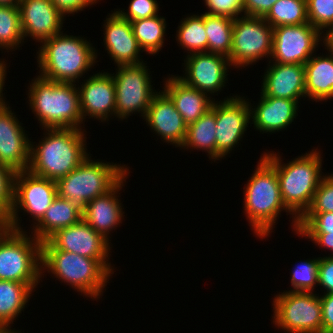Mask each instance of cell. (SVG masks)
<instances>
[{
	"label": "cell",
	"instance_id": "1",
	"mask_svg": "<svg viewBox=\"0 0 333 333\" xmlns=\"http://www.w3.org/2000/svg\"><path fill=\"white\" fill-rule=\"evenodd\" d=\"M37 145L31 142L28 170L53 181L65 177L88 156L84 129L45 128ZM47 135V136H46Z\"/></svg>",
	"mask_w": 333,
	"mask_h": 333
},
{
	"label": "cell",
	"instance_id": "2",
	"mask_svg": "<svg viewBox=\"0 0 333 333\" xmlns=\"http://www.w3.org/2000/svg\"><path fill=\"white\" fill-rule=\"evenodd\" d=\"M321 155L316 148L282 164L278 153L268 151L262 154L276 170L284 205L298 220L311 206L314 193L324 177Z\"/></svg>",
	"mask_w": 333,
	"mask_h": 333
},
{
	"label": "cell",
	"instance_id": "3",
	"mask_svg": "<svg viewBox=\"0 0 333 333\" xmlns=\"http://www.w3.org/2000/svg\"><path fill=\"white\" fill-rule=\"evenodd\" d=\"M243 189L244 213L257 237L263 239L273 232L283 210L292 215L291 226L297 232L298 219L284 205L276 170L263 156Z\"/></svg>",
	"mask_w": 333,
	"mask_h": 333
},
{
	"label": "cell",
	"instance_id": "4",
	"mask_svg": "<svg viewBox=\"0 0 333 333\" xmlns=\"http://www.w3.org/2000/svg\"><path fill=\"white\" fill-rule=\"evenodd\" d=\"M92 45L63 31L43 41L37 52L39 75L56 82L79 83L78 79L97 63V50Z\"/></svg>",
	"mask_w": 333,
	"mask_h": 333
},
{
	"label": "cell",
	"instance_id": "5",
	"mask_svg": "<svg viewBox=\"0 0 333 333\" xmlns=\"http://www.w3.org/2000/svg\"><path fill=\"white\" fill-rule=\"evenodd\" d=\"M33 81V82H32ZM28 87L29 107L42 127L82 129L77 83L56 82L38 75Z\"/></svg>",
	"mask_w": 333,
	"mask_h": 333
},
{
	"label": "cell",
	"instance_id": "6",
	"mask_svg": "<svg viewBox=\"0 0 333 333\" xmlns=\"http://www.w3.org/2000/svg\"><path fill=\"white\" fill-rule=\"evenodd\" d=\"M46 271L93 300L103 295L114 274L98 259L64 250H41V275Z\"/></svg>",
	"mask_w": 333,
	"mask_h": 333
},
{
	"label": "cell",
	"instance_id": "7",
	"mask_svg": "<svg viewBox=\"0 0 333 333\" xmlns=\"http://www.w3.org/2000/svg\"><path fill=\"white\" fill-rule=\"evenodd\" d=\"M87 157L77 168L56 181L57 195L83 209L88 202L110 191L128 172L125 165Z\"/></svg>",
	"mask_w": 333,
	"mask_h": 333
},
{
	"label": "cell",
	"instance_id": "8",
	"mask_svg": "<svg viewBox=\"0 0 333 333\" xmlns=\"http://www.w3.org/2000/svg\"><path fill=\"white\" fill-rule=\"evenodd\" d=\"M27 233L11 229L0 241V280L24 283L34 291L42 278L41 242Z\"/></svg>",
	"mask_w": 333,
	"mask_h": 333
},
{
	"label": "cell",
	"instance_id": "9",
	"mask_svg": "<svg viewBox=\"0 0 333 333\" xmlns=\"http://www.w3.org/2000/svg\"><path fill=\"white\" fill-rule=\"evenodd\" d=\"M274 297L272 318L278 329L281 328L287 333H322L319 294L286 290Z\"/></svg>",
	"mask_w": 333,
	"mask_h": 333
},
{
	"label": "cell",
	"instance_id": "10",
	"mask_svg": "<svg viewBox=\"0 0 333 333\" xmlns=\"http://www.w3.org/2000/svg\"><path fill=\"white\" fill-rule=\"evenodd\" d=\"M272 45L273 27L263 17L239 16L233 21L230 64L245 68L266 56L270 59Z\"/></svg>",
	"mask_w": 333,
	"mask_h": 333
},
{
	"label": "cell",
	"instance_id": "11",
	"mask_svg": "<svg viewBox=\"0 0 333 333\" xmlns=\"http://www.w3.org/2000/svg\"><path fill=\"white\" fill-rule=\"evenodd\" d=\"M57 196L56 181L37 176L29 170L17 171L14 177L13 206L9 215L11 229L24 231L18 212L30 213L35 226Z\"/></svg>",
	"mask_w": 333,
	"mask_h": 333
},
{
	"label": "cell",
	"instance_id": "12",
	"mask_svg": "<svg viewBox=\"0 0 333 333\" xmlns=\"http://www.w3.org/2000/svg\"><path fill=\"white\" fill-rule=\"evenodd\" d=\"M146 64L118 65L116 74H112L116 93V118L123 120L135 112L141 113V117L145 116L157 93L152 88L150 70Z\"/></svg>",
	"mask_w": 333,
	"mask_h": 333
},
{
	"label": "cell",
	"instance_id": "13",
	"mask_svg": "<svg viewBox=\"0 0 333 333\" xmlns=\"http://www.w3.org/2000/svg\"><path fill=\"white\" fill-rule=\"evenodd\" d=\"M310 23L273 28L272 62L304 65L326 36ZM323 40V41H322ZM321 41V42H320Z\"/></svg>",
	"mask_w": 333,
	"mask_h": 333
},
{
	"label": "cell",
	"instance_id": "14",
	"mask_svg": "<svg viewBox=\"0 0 333 333\" xmlns=\"http://www.w3.org/2000/svg\"><path fill=\"white\" fill-rule=\"evenodd\" d=\"M110 243L81 219L78 223L51 235L41 243V250H64L83 257L98 259L114 273V267L111 266V262H108L110 248H112Z\"/></svg>",
	"mask_w": 333,
	"mask_h": 333
},
{
	"label": "cell",
	"instance_id": "15",
	"mask_svg": "<svg viewBox=\"0 0 333 333\" xmlns=\"http://www.w3.org/2000/svg\"><path fill=\"white\" fill-rule=\"evenodd\" d=\"M251 103L240 95L216 101V160L230 154L251 121Z\"/></svg>",
	"mask_w": 333,
	"mask_h": 333
},
{
	"label": "cell",
	"instance_id": "16",
	"mask_svg": "<svg viewBox=\"0 0 333 333\" xmlns=\"http://www.w3.org/2000/svg\"><path fill=\"white\" fill-rule=\"evenodd\" d=\"M184 64V76L177 77L209 97L210 94L221 92L225 87L228 67L232 66L228 57L210 52L187 55Z\"/></svg>",
	"mask_w": 333,
	"mask_h": 333
},
{
	"label": "cell",
	"instance_id": "17",
	"mask_svg": "<svg viewBox=\"0 0 333 333\" xmlns=\"http://www.w3.org/2000/svg\"><path fill=\"white\" fill-rule=\"evenodd\" d=\"M8 103L0 108V163L15 172L28 170L31 141Z\"/></svg>",
	"mask_w": 333,
	"mask_h": 333
},
{
	"label": "cell",
	"instance_id": "18",
	"mask_svg": "<svg viewBox=\"0 0 333 333\" xmlns=\"http://www.w3.org/2000/svg\"><path fill=\"white\" fill-rule=\"evenodd\" d=\"M83 81L84 83H80L81 87H77L83 121L87 116L101 122L109 121L111 116L116 117V93L112 74L98 72Z\"/></svg>",
	"mask_w": 333,
	"mask_h": 333
},
{
	"label": "cell",
	"instance_id": "19",
	"mask_svg": "<svg viewBox=\"0 0 333 333\" xmlns=\"http://www.w3.org/2000/svg\"><path fill=\"white\" fill-rule=\"evenodd\" d=\"M18 7L23 38L30 36L41 44L62 32L65 18L51 0H20Z\"/></svg>",
	"mask_w": 333,
	"mask_h": 333
},
{
	"label": "cell",
	"instance_id": "20",
	"mask_svg": "<svg viewBox=\"0 0 333 333\" xmlns=\"http://www.w3.org/2000/svg\"><path fill=\"white\" fill-rule=\"evenodd\" d=\"M143 119L151 130L163 139L162 141L165 140L164 142L175 147L182 146L187 125L171 98L163 90L154 95Z\"/></svg>",
	"mask_w": 333,
	"mask_h": 333
},
{
	"label": "cell",
	"instance_id": "21",
	"mask_svg": "<svg viewBox=\"0 0 333 333\" xmlns=\"http://www.w3.org/2000/svg\"><path fill=\"white\" fill-rule=\"evenodd\" d=\"M112 12L103 24V42L107 54H110L116 66L143 63L144 60L140 59V52L143 51L133 34L130 21L116 11Z\"/></svg>",
	"mask_w": 333,
	"mask_h": 333
},
{
	"label": "cell",
	"instance_id": "22",
	"mask_svg": "<svg viewBox=\"0 0 333 333\" xmlns=\"http://www.w3.org/2000/svg\"><path fill=\"white\" fill-rule=\"evenodd\" d=\"M128 172L110 191L106 194L96 197L87 203L82 209V219L97 233L105 239L111 241L109 233L122 224L124 211L118 192L122 190Z\"/></svg>",
	"mask_w": 333,
	"mask_h": 333
},
{
	"label": "cell",
	"instance_id": "23",
	"mask_svg": "<svg viewBox=\"0 0 333 333\" xmlns=\"http://www.w3.org/2000/svg\"><path fill=\"white\" fill-rule=\"evenodd\" d=\"M269 61L263 75L261 93L264 96L299 101L306 98L305 68L302 64H285Z\"/></svg>",
	"mask_w": 333,
	"mask_h": 333
},
{
	"label": "cell",
	"instance_id": "24",
	"mask_svg": "<svg viewBox=\"0 0 333 333\" xmlns=\"http://www.w3.org/2000/svg\"><path fill=\"white\" fill-rule=\"evenodd\" d=\"M255 108L251 107L254 129L263 133H275L287 129L298 116V101L260 95Z\"/></svg>",
	"mask_w": 333,
	"mask_h": 333
},
{
	"label": "cell",
	"instance_id": "25",
	"mask_svg": "<svg viewBox=\"0 0 333 333\" xmlns=\"http://www.w3.org/2000/svg\"><path fill=\"white\" fill-rule=\"evenodd\" d=\"M165 79L163 91L171 98L187 126L197 121L211 108L214 98L185 84L176 75Z\"/></svg>",
	"mask_w": 333,
	"mask_h": 333
},
{
	"label": "cell",
	"instance_id": "26",
	"mask_svg": "<svg viewBox=\"0 0 333 333\" xmlns=\"http://www.w3.org/2000/svg\"><path fill=\"white\" fill-rule=\"evenodd\" d=\"M324 46L327 55L314 54L304 64L306 97L316 102L333 99V51Z\"/></svg>",
	"mask_w": 333,
	"mask_h": 333
},
{
	"label": "cell",
	"instance_id": "27",
	"mask_svg": "<svg viewBox=\"0 0 333 333\" xmlns=\"http://www.w3.org/2000/svg\"><path fill=\"white\" fill-rule=\"evenodd\" d=\"M81 219L82 209L57 195L42 219L32 226L31 235L42 243L58 230L72 226Z\"/></svg>",
	"mask_w": 333,
	"mask_h": 333
},
{
	"label": "cell",
	"instance_id": "28",
	"mask_svg": "<svg viewBox=\"0 0 333 333\" xmlns=\"http://www.w3.org/2000/svg\"><path fill=\"white\" fill-rule=\"evenodd\" d=\"M181 148L199 149L207 152L209 159L216 161V101L197 121L187 126Z\"/></svg>",
	"mask_w": 333,
	"mask_h": 333
},
{
	"label": "cell",
	"instance_id": "29",
	"mask_svg": "<svg viewBox=\"0 0 333 333\" xmlns=\"http://www.w3.org/2000/svg\"><path fill=\"white\" fill-rule=\"evenodd\" d=\"M34 292L27 284L0 280V330L11 329Z\"/></svg>",
	"mask_w": 333,
	"mask_h": 333
},
{
	"label": "cell",
	"instance_id": "30",
	"mask_svg": "<svg viewBox=\"0 0 333 333\" xmlns=\"http://www.w3.org/2000/svg\"><path fill=\"white\" fill-rule=\"evenodd\" d=\"M133 34L143 52L155 55L161 51L165 41L166 20L160 15L130 22Z\"/></svg>",
	"mask_w": 333,
	"mask_h": 333
},
{
	"label": "cell",
	"instance_id": "31",
	"mask_svg": "<svg viewBox=\"0 0 333 333\" xmlns=\"http://www.w3.org/2000/svg\"><path fill=\"white\" fill-rule=\"evenodd\" d=\"M233 21L224 15L204 13V26L208 38V52L230 56Z\"/></svg>",
	"mask_w": 333,
	"mask_h": 333
},
{
	"label": "cell",
	"instance_id": "32",
	"mask_svg": "<svg viewBox=\"0 0 333 333\" xmlns=\"http://www.w3.org/2000/svg\"><path fill=\"white\" fill-rule=\"evenodd\" d=\"M176 30L177 43L188 55L208 52V38L204 26V14H193L183 18Z\"/></svg>",
	"mask_w": 333,
	"mask_h": 333
},
{
	"label": "cell",
	"instance_id": "33",
	"mask_svg": "<svg viewBox=\"0 0 333 333\" xmlns=\"http://www.w3.org/2000/svg\"><path fill=\"white\" fill-rule=\"evenodd\" d=\"M273 28L309 23L306 0H278L263 17Z\"/></svg>",
	"mask_w": 333,
	"mask_h": 333
},
{
	"label": "cell",
	"instance_id": "34",
	"mask_svg": "<svg viewBox=\"0 0 333 333\" xmlns=\"http://www.w3.org/2000/svg\"><path fill=\"white\" fill-rule=\"evenodd\" d=\"M18 6L0 5V48L17 50L24 42Z\"/></svg>",
	"mask_w": 333,
	"mask_h": 333
},
{
	"label": "cell",
	"instance_id": "35",
	"mask_svg": "<svg viewBox=\"0 0 333 333\" xmlns=\"http://www.w3.org/2000/svg\"><path fill=\"white\" fill-rule=\"evenodd\" d=\"M319 257L297 264L291 273V292H314L318 285Z\"/></svg>",
	"mask_w": 333,
	"mask_h": 333
},
{
	"label": "cell",
	"instance_id": "36",
	"mask_svg": "<svg viewBox=\"0 0 333 333\" xmlns=\"http://www.w3.org/2000/svg\"><path fill=\"white\" fill-rule=\"evenodd\" d=\"M306 1L309 23L323 33V36L328 35L333 30V0Z\"/></svg>",
	"mask_w": 333,
	"mask_h": 333
},
{
	"label": "cell",
	"instance_id": "37",
	"mask_svg": "<svg viewBox=\"0 0 333 333\" xmlns=\"http://www.w3.org/2000/svg\"><path fill=\"white\" fill-rule=\"evenodd\" d=\"M296 234L333 233V212L305 213L299 220Z\"/></svg>",
	"mask_w": 333,
	"mask_h": 333
},
{
	"label": "cell",
	"instance_id": "38",
	"mask_svg": "<svg viewBox=\"0 0 333 333\" xmlns=\"http://www.w3.org/2000/svg\"><path fill=\"white\" fill-rule=\"evenodd\" d=\"M333 212V174L324 175L305 213Z\"/></svg>",
	"mask_w": 333,
	"mask_h": 333
},
{
	"label": "cell",
	"instance_id": "39",
	"mask_svg": "<svg viewBox=\"0 0 333 333\" xmlns=\"http://www.w3.org/2000/svg\"><path fill=\"white\" fill-rule=\"evenodd\" d=\"M15 171L0 163V213L9 217L13 206Z\"/></svg>",
	"mask_w": 333,
	"mask_h": 333
},
{
	"label": "cell",
	"instance_id": "40",
	"mask_svg": "<svg viewBox=\"0 0 333 333\" xmlns=\"http://www.w3.org/2000/svg\"><path fill=\"white\" fill-rule=\"evenodd\" d=\"M115 11L124 19L132 22L138 19L151 18L158 15L160 10L157 0H131L128 11Z\"/></svg>",
	"mask_w": 333,
	"mask_h": 333
},
{
	"label": "cell",
	"instance_id": "41",
	"mask_svg": "<svg viewBox=\"0 0 333 333\" xmlns=\"http://www.w3.org/2000/svg\"><path fill=\"white\" fill-rule=\"evenodd\" d=\"M211 15H224L233 19L242 16L243 0H203Z\"/></svg>",
	"mask_w": 333,
	"mask_h": 333
},
{
	"label": "cell",
	"instance_id": "42",
	"mask_svg": "<svg viewBox=\"0 0 333 333\" xmlns=\"http://www.w3.org/2000/svg\"><path fill=\"white\" fill-rule=\"evenodd\" d=\"M324 294L333 293V256L319 257L318 285Z\"/></svg>",
	"mask_w": 333,
	"mask_h": 333
},
{
	"label": "cell",
	"instance_id": "43",
	"mask_svg": "<svg viewBox=\"0 0 333 333\" xmlns=\"http://www.w3.org/2000/svg\"><path fill=\"white\" fill-rule=\"evenodd\" d=\"M56 9L64 16L82 11L99 0H51Z\"/></svg>",
	"mask_w": 333,
	"mask_h": 333
},
{
	"label": "cell",
	"instance_id": "44",
	"mask_svg": "<svg viewBox=\"0 0 333 333\" xmlns=\"http://www.w3.org/2000/svg\"><path fill=\"white\" fill-rule=\"evenodd\" d=\"M278 0H243V15L264 17Z\"/></svg>",
	"mask_w": 333,
	"mask_h": 333
},
{
	"label": "cell",
	"instance_id": "45",
	"mask_svg": "<svg viewBox=\"0 0 333 333\" xmlns=\"http://www.w3.org/2000/svg\"><path fill=\"white\" fill-rule=\"evenodd\" d=\"M319 297L322 306V333H333V293Z\"/></svg>",
	"mask_w": 333,
	"mask_h": 333
},
{
	"label": "cell",
	"instance_id": "46",
	"mask_svg": "<svg viewBox=\"0 0 333 333\" xmlns=\"http://www.w3.org/2000/svg\"><path fill=\"white\" fill-rule=\"evenodd\" d=\"M299 237H305L310 239L315 245L327 248L333 252V233L329 234H298ZM329 256H333V253Z\"/></svg>",
	"mask_w": 333,
	"mask_h": 333
},
{
	"label": "cell",
	"instance_id": "47",
	"mask_svg": "<svg viewBox=\"0 0 333 333\" xmlns=\"http://www.w3.org/2000/svg\"><path fill=\"white\" fill-rule=\"evenodd\" d=\"M3 60V61H2ZM7 63L4 61V59H0V108L6 104L7 102H5L6 100L3 97V87L5 84V78H6V74H7Z\"/></svg>",
	"mask_w": 333,
	"mask_h": 333
},
{
	"label": "cell",
	"instance_id": "48",
	"mask_svg": "<svg viewBox=\"0 0 333 333\" xmlns=\"http://www.w3.org/2000/svg\"><path fill=\"white\" fill-rule=\"evenodd\" d=\"M11 230L10 218L7 215L0 213V241Z\"/></svg>",
	"mask_w": 333,
	"mask_h": 333
},
{
	"label": "cell",
	"instance_id": "49",
	"mask_svg": "<svg viewBox=\"0 0 333 333\" xmlns=\"http://www.w3.org/2000/svg\"><path fill=\"white\" fill-rule=\"evenodd\" d=\"M325 44L333 51V30L326 35Z\"/></svg>",
	"mask_w": 333,
	"mask_h": 333
},
{
	"label": "cell",
	"instance_id": "50",
	"mask_svg": "<svg viewBox=\"0 0 333 333\" xmlns=\"http://www.w3.org/2000/svg\"><path fill=\"white\" fill-rule=\"evenodd\" d=\"M20 0H0V5L18 6Z\"/></svg>",
	"mask_w": 333,
	"mask_h": 333
},
{
	"label": "cell",
	"instance_id": "51",
	"mask_svg": "<svg viewBox=\"0 0 333 333\" xmlns=\"http://www.w3.org/2000/svg\"><path fill=\"white\" fill-rule=\"evenodd\" d=\"M0 333H22L21 331H16L15 329H6V330H0Z\"/></svg>",
	"mask_w": 333,
	"mask_h": 333
}]
</instances>
